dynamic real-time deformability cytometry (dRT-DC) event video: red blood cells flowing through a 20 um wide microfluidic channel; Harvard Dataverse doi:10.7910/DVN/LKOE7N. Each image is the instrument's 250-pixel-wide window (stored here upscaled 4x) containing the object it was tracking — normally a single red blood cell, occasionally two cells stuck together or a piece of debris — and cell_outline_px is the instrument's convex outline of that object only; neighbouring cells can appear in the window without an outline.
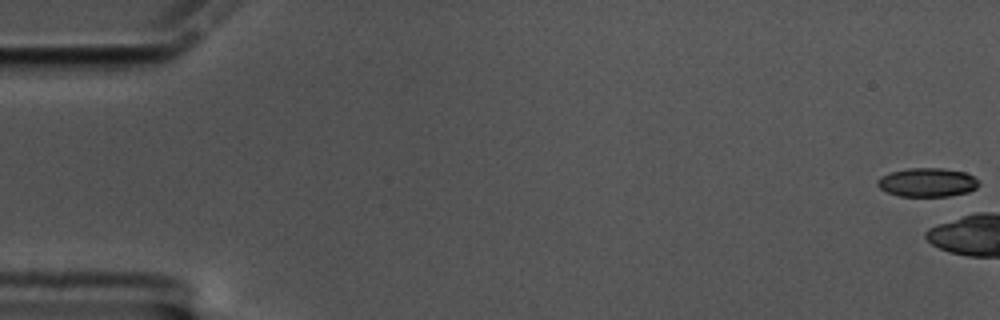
{"species": "common noctule bat (a hibernating species)", "species_latin": "Nyctalus noctula", "temperature_condition": "cold", "stored_images_in_passage": 7, "camera_frame_rate_fps": 3000, "um_per_image_px": 0.085, "animal": {"sex": "male", "body_mass_g": 17.5, "forearm_length_mm": 52.3}, "frame": {"image": 1, "passage_image": 1, "time_ms": 0.0, "image_size_px": [1000, 320], "cell_outline_px": [[980, 184], [976, 188], [968, 192], [948, 196], [900, 196], [888, 192], [880, 188], [876, 184], [876, 180], [880, 176], [892, 172], [908, 168], [940, 168], [964, 172], [980, 180]], "centroid_in_image_um": [78.82, 15.5], "position_along_channel_um": 6.2, "area_um2": 16.99}}